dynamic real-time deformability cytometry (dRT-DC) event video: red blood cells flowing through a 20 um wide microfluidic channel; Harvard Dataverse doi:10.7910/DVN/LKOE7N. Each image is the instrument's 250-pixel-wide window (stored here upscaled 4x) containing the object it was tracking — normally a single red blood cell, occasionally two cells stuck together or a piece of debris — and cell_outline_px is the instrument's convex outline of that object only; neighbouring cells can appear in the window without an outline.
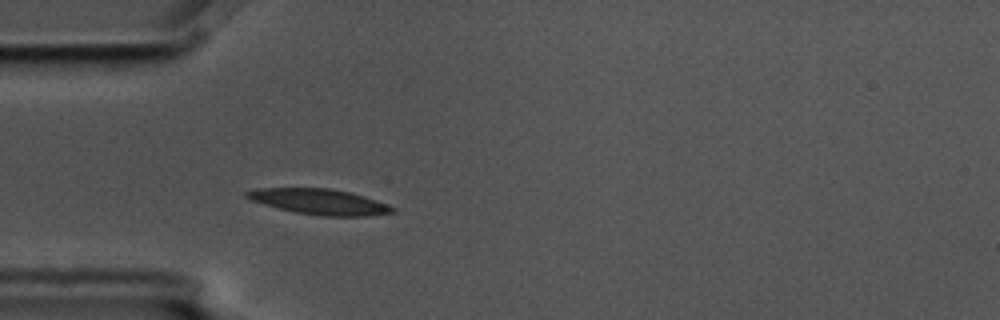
{"species": "common noctule bat (a hibernating species)", "species_latin": "Nyctalus noctula", "temperature_condition": "cold", "stored_images_in_passage": 3, "camera_frame_rate_fps": 3000, "um_per_image_px": 0.085, "animal": {"sex": "male", "body_mass_g": 17.5, "forearm_length_mm": 52.3}, "frame": {"image": 1, "passage_image": 3, "time_ms": 0.667, "image_size_px": [1000, 320], "cell_outline_px": [[396, 212], [368, 216], [324, 216], [296, 212], [264, 204], [252, 200], [244, 196], [244, 192], [256, 188], [328, 188], [352, 192], [388, 204], [396, 208]], "centroid_in_image_um": [27.19, 17.14], "position_along_channel_um": 57.8, "area_um2": 21.68}}